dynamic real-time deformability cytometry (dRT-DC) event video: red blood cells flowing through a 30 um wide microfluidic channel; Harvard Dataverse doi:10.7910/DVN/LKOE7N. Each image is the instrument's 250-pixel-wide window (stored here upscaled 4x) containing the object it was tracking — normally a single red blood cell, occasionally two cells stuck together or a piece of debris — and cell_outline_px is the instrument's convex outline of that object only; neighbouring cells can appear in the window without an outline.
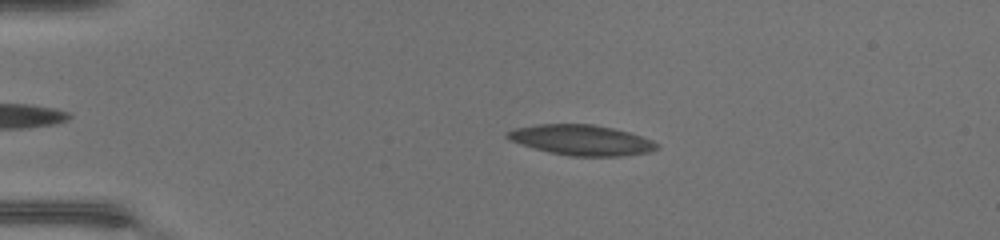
{"species": "common noctule bat (a hibernating species)", "species_latin": "Nyctalus noctula", "temperature_condition": "warm", "stored_images_in_passage": 42, "camera_frame_rate_fps": 3000, "um_per_image_px": 0.085, "animal": {"sex": "female", "body_mass_g": 17.0, "forearm_length_mm": 48.0}, "frame": {"image": 1, "passage_image": 3, "time_ms": 0.667, "image_size_px": [1000, 240], "cell_outline_px": [[656, 148], [648, 152], [616, 156], [576, 156], [552, 152], [536, 148], [512, 140], [504, 136], [508, 132], [516, 128], [540, 124], [592, 124], [612, 128], [628, 132], [652, 140], [656, 144]], "centroid_in_image_um": [49.43, 11.89], "position_along_channel_um": 35.6, "area_um2": 25.61}}
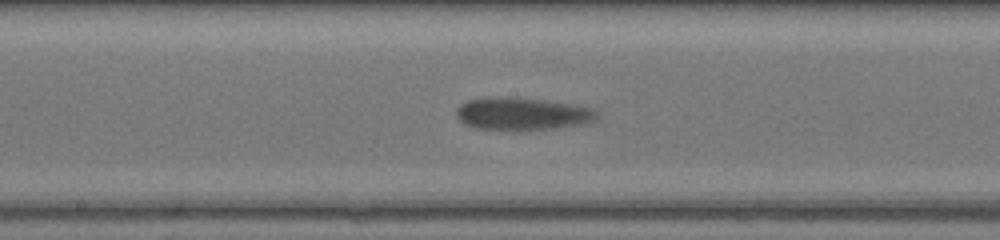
{"frame": {"image": 2, "passage_image": 19, "time_ms": 6.0, "image_size_px": [1000, 240], "cell_outline_px": [[596, 116], [588, 120], [576, 124], [556, 128], [528, 132], [512, 132], [480, 128], [468, 124], [460, 120], [456, 116], [456, 112], [460, 104], [468, 100], [536, 100], [584, 108], [592, 112]], "centroid_in_image_um": [44.24, 9.78], "position_along_channel_um": 204.0, "area_um2": 24.74}}
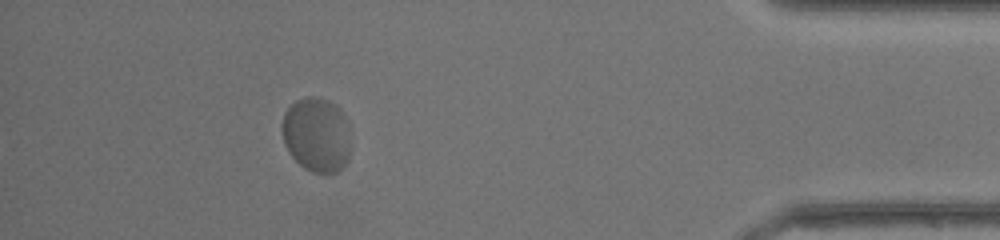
{"frame": {"image": 3, "passage_image": 37, "time_ms": 12.0, "image_size_px": [1000, 240], "cell_outline_px": [[348, 156], [344, 164], [336, 172], [312, 172], [304, 168], [288, 152], [284, 144], [284, 112], [296, 100], [308, 96], [316, 96], [328, 100], [340, 112], [344, 120], [348, 148]], "centroid_in_image_um": [26.85, 11.45], "position_along_channel_um": 408.4, "area_um2": 28.61}}